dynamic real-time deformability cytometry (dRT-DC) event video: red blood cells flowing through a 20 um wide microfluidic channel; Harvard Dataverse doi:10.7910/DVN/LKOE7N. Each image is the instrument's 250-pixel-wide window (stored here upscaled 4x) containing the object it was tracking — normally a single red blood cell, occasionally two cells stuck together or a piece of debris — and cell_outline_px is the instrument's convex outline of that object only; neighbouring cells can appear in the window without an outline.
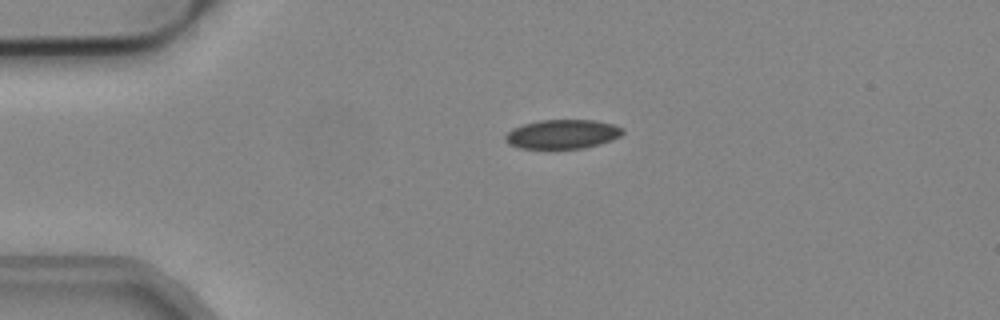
{"species": "common noctule bat (a hibernating species)", "species_latin": "Nyctalus noctula", "temperature_condition": "cold", "stored_images_in_passage": 46, "camera_frame_rate_fps": 3000, "um_per_image_px": 0.085, "animal": {"sex": "male", "body_mass_g": 19.2, "forearm_length_mm": 51.8}, "frame": {"image": 1, "passage_image": 4, "time_ms": 1.0, "image_size_px": [1000, 320], "cell_outline_px": [[624, 132], [620, 136], [612, 140], [600, 144], [584, 148], [520, 148], [508, 144], [504, 140], [504, 136], [512, 128], [524, 124], [540, 120], [592, 120], [612, 124], [624, 128]], "centroid_in_image_um": [47.8, 11.4], "position_along_channel_um": 37.2, "area_um2": 19.94}}
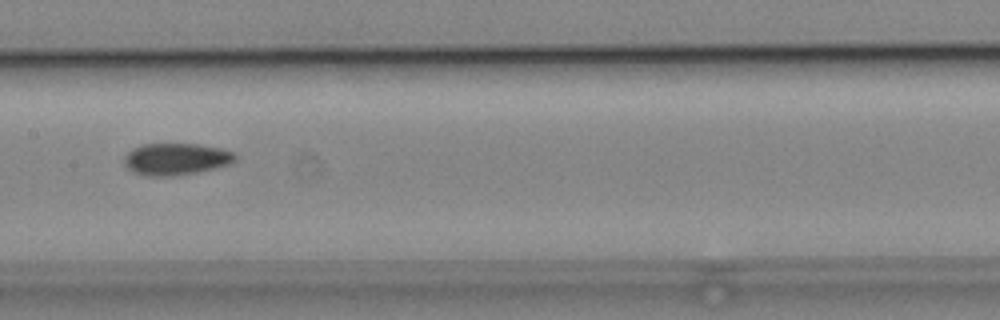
{"frame": {"image": 2, "passage_image": 19, "time_ms": 6.0, "image_size_px": [1000, 320], "cell_outline_px": [[236, 160], [232, 164], [216, 168], [196, 172], [172, 176], [148, 176], [132, 172], [124, 164], [124, 156], [132, 148], [144, 144], [200, 144], [224, 148], [236, 152]], "centroid_in_image_um": [15.01, 13.51], "position_along_channel_um": 192.4, "area_um2": 20.92}}
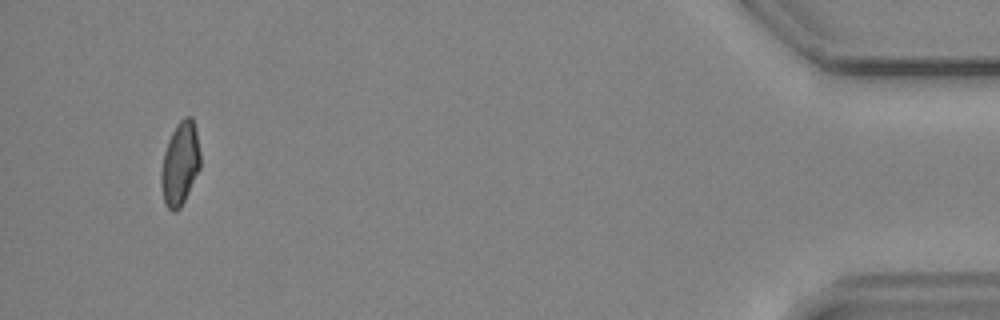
{"frame": {"image": 3, "passage_image": 43, "time_ms": 14.0, "image_size_px": [1000, 320], "cell_outline_px": [[200, 168], [180, 208], [176, 212], [172, 212], [164, 204], [160, 184], [160, 172], [164, 152], [168, 140], [176, 124], [184, 116], [192, 116], [196, 128], [200, 152]], "centroid_in_image_um": [15.29, 13.9], "position_along_channel_um": 419.9, "area_um2": 19.25}, "authors_computed_cell_mechanics": {"area_um2": 20.1144, "velocity_mm_per_s": 3.818, "shape_relaxation_time_tau1_ms": null, "shape_relaxation_time_tau2_ms": 3.3255, "deformation_change_tau1": null, "deformation_change_tau2": 0.0867}}